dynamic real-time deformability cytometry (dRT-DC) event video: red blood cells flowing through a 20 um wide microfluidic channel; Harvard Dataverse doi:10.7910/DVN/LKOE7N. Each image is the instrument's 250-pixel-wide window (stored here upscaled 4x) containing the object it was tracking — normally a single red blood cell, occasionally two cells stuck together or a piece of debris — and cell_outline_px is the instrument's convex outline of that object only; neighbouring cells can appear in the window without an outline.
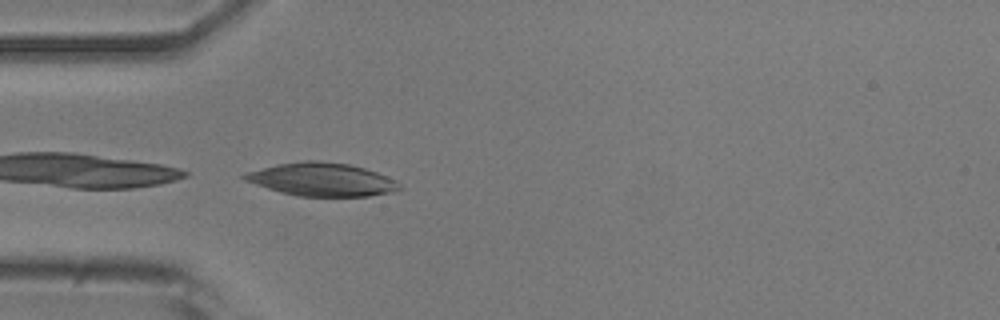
{"species": "common noctule bat (a hibernating species)", "species_latin": "Nyctalus noctula", "temperature_condition": "room temperature", "stored_images_in_passage": 4, "camera_frame_rate_fps": 3000, "um_per_image_px": 0.085, "animal": {"sex": "male", "body_mass_g": 20.5, "forearm_length_mm": 52.5}, "frame": {"image": 1, "passage_image": 4, "time_ms": 1.0, "image_size_px": [1000, 320], "cell_outline_px": [[404, 188], [396, 192], [368, 196], [296, 196], [280, 192], [244, 180], [240, 176], [248, 172], [276, 164], [304, 160], [316, 160], [348, 164], [364, 168], [376, 172], [396, 180]], "centroid_in_image_um": [27.4, 15.26], "position_along_channel_um": 57.6, "area_um2": 30.0}}